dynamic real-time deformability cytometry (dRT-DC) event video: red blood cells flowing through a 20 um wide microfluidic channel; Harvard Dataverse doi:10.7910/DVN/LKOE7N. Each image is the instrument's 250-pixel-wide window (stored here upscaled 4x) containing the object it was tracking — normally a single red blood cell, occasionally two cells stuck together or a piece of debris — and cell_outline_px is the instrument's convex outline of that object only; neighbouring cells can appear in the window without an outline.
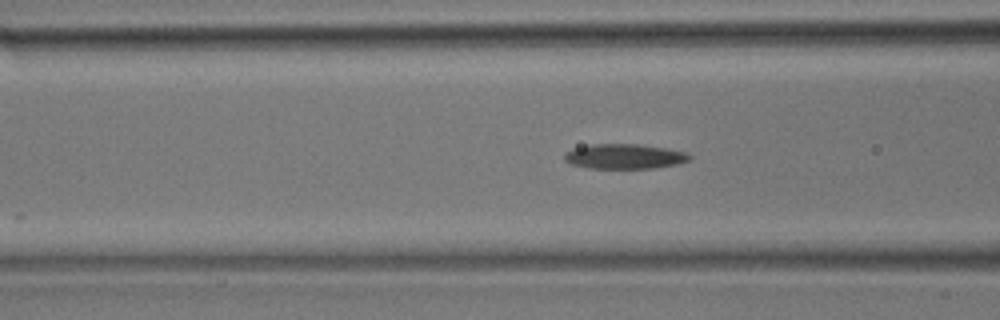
{"species": "common noctule bat (a hibernating species)", "species_latin": "Nyctalus noctula", "temperature_condition": "room temperature", "stored_images_in_passage": 32, "camera_frame_rate_fps": 3000, "um_per_image_px": 0.085, "animal": {"sex": "male", "body_mass_g": 17.9}, "frame": {"image": 1, "passage_image": 8, "time_ms": 2.333, "image_size_px": [1000, 320], "cell_outline_px": [[692, 156], [688, 160], [676, 164], [656, 168], [588, 168], [568, 164], [564, 160], [564, 156], [568, 152], [576, 148], [592, 144], [636, 144], [664, 148], [688, 152]], "centroid_in_image_um": [53.08, 13.3], "position_along_channel_um": 113.5, "area_um2": 18.03}}
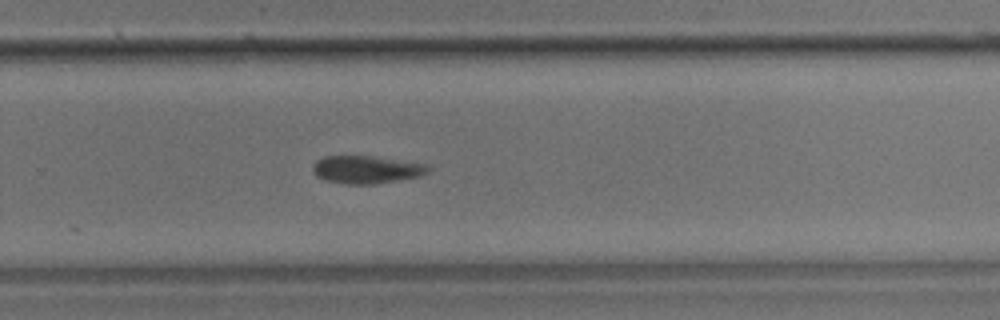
{"frame": {"image": 2, "passage_image": 19, "time_ms": 6.0, "image_size_px": [1000, 320], "cell_outline_px": [[432, 168], [428, 172], [420, 176], [372, 184], [344, 184], [324, 180], [316, 176], [312, 172], [312, 164], [316, 160], [324, 156], [372, 156], [428, 164]], "centroid_in_image_um": [31.11, 14.41], "position_along_channel_um": 298.7, "area_um2": 18.79}}
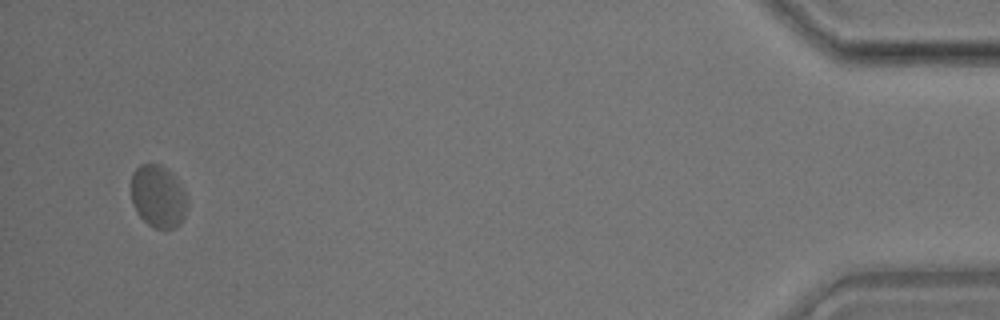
{"frame": {"image": 3, "passage_image": 31, "time_ms": 10.0, "image_size_px": [1000, 320], "cell_outline_px": [[188, 204], [184, 216], [180, 224], [176, 228], [156, 228], [148, 224], [136, 212], [132, 204], [132, 172], [140, 164], [160, 164], [176, 180], [184, 192], [188, 200]], "centroid_in_image_um": [13.43, 16.72], "position_along_channel_um": 421.8, "area_um2": 20.17}}